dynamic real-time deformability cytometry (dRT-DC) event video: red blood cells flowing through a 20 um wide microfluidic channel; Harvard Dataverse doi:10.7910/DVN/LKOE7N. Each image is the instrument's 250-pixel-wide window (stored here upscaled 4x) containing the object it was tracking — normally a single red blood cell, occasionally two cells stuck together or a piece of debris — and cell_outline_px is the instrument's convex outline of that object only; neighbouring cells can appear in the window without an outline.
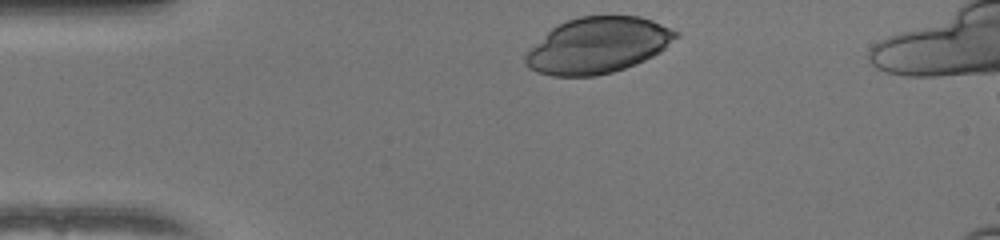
{"species": "human", "species_latin": "Homo sapiens", "temperature_condition": "warm", "stored_images_in_passage": 32, "camera_frame_rate_fps": 3000, "um_per_image_px": 0.085, "donor": {"sex": "female"}, "frame": {"image": 1, "passage_image": 1, "time_ms": 0.0, "image_size_px": [1000, 240], "cell_outline_px": [[680, 36], [660, 52], [636, 64], [612, 72], [596, 76], [552, 76], [536, 72], [528, 68], [524, 64], [524, 56], [552, 28], [568, 20], [580, 16], [640, 16], [652, 20], [680, 32]], "centroid_in_image_um": [50.84, 3.86], "position_along_channel_um": 34.2, "area_um2": 48.84}}
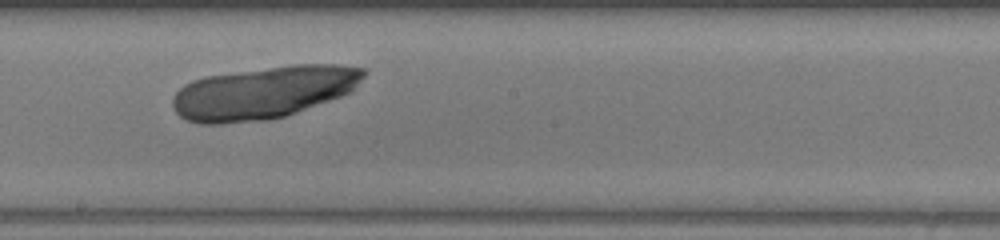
{"frame": {"image": 2, "passage_image": 19, "time_ms": 6.0, "image_size_px": [1000, 240], "cell_outline_px": [[368, 72], [352, 92], [296, 112], [284, 116], [268, 120], [220, 124], [200, 124], [188, 120], [180, 116], [176, 112], [172, 104], [172, 100], [176, 92], [184, 84], [192, 80], [204, 76], [292, 64], [340, 64], [364, 68]], "centroid_in_image_um": [22.41, 7.85], "position_along_channel_um": 225.8, "area_um2": 58.78}}
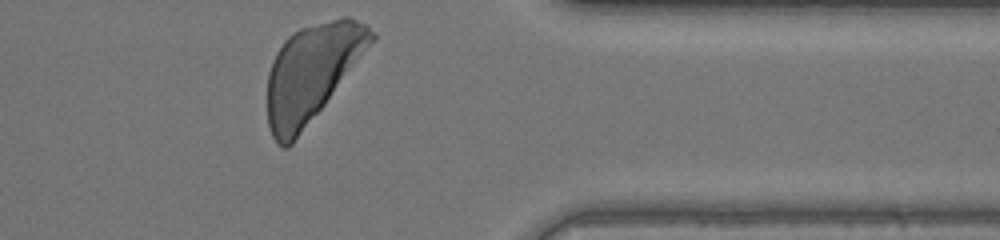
{"frame": {"image": 3, "passage_image": 32, "time_ms": 10.333, "image_size_px": [1000, 240], "cell_outline_px": [[376, 40], [292, 144], [288, 148], [280, 148], [276, 144], [272, 136], [268, 124], [268, 72], [272, 60], [276, 52], [284, 40], [292, 32], [300, 28], [344, 16], [348, 16], [368, 24], [376, 32]], "centroid_in_image_um": [26.52, 6.16], "position_along_channel_um": 384.9, "area_um2": 58.67}}